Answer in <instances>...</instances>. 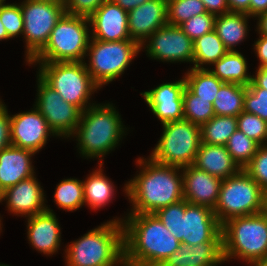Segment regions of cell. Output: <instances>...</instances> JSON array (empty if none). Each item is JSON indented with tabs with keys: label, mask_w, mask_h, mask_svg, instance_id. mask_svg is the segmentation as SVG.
<instances>
[{
	"label": "cell",
	"mask_w": 267,
	"mask_h": 266,
	"mask_svg": "<svg viewBox=\"0 0 267 266\" xmlns=\"http://www.w3.org/2000/svg\"><path fill=\"white\" fill-rule=\"evenodd\" d=\"M0 19L10 38L23 35V14L20 4H5L0 6Z\"/></svg>",
	"instance_id": "74e56055"
},
{
	"label": "cell",
	"mask_w": 267,
	"mask_h": 266,
	"mask_svg": "<svg viewBox=\"0 0 267 266\" xmlns=\"http://www.w3.org/2000/svg\"><path fill=\"white\" fill-rule=\"evenodd\" d=\"M237 127L259 145H267V122L257 115L241 112L237 116Z\"/></svg>",
	"instance_id": "d590c367"
},
{
	"label": "cell",
	"mask_w": 267,
	"mask_h": 266,
	"mask_svg": "<svg viewBox=\"0 0 267 266\" xmlns=\"http://www.w3.org/2000/svg\"><path fill=\"white\" fill-rule=\"evenodd\" d=\"M264 212L267 214V189L264 191Z\"/></svg>",
	"instance_id": "f5cc1de1"
},
{
	"label": "cell",
	"mask_w": 267,
	"mask_h": 266,
	"mask_svg": "<svg viewBox=\"0 0 267 266\" xmlns=\"http://www.w3.org/2000/svg\"><path fill=\"white\" fill-rule=\"evenodd\" d=\"M229 12L245 13L249 16L250 0H227Z\"/></svg>",
	"instance_id": "bcb514c9"
},
{
	"label": "cell",
	"mask_w": 267,
	"mask_h": 266,
	"mask_svg": "<svg viewBox=\"0 0 267 266\" xmlns=\"http://www.w3.org/2000/svg\"><path fill=\"white\" fill-rule=\"evenodd\" d=\"M254 46L253 49L260 61L258 67H267V37L260 35Z\"/></svg>",
	"instance_id": "ee69618b"
},
{
	"label": "cell",
	"mask_w": 267,
	"mask_h": 266,
	"mask_svg": "<svg viewBox=\"0 0 267 266\" xmlns=\"http://www.w3.org/2000/svg\"><path fill=\"white\" fill-rule=\"evenodd\" d=\"M107 0H64L65 13L90 17Z\"/></svg>",
	"instance_id": "60d3db41"
},
{
	"label": "cell",
	"mask_w": 267,
	"mask_h": 266,
	"mask_svg": "<svg viewBox=\"0 0 267 266\" xmlns=\"http://www.w3.org/2000/svg\"><path fill=\"white\" fill-rule=\"evenodd\" d=\"M184 119L202 126L215 116L213 103L195 95L187 86L183 91Z\"/></svg>",
	"instance_id": "d6a6232c"
},
{
	"label": "cell",
	"mask_w": 267,
	"mask_h": 266,
	"mask_svg": "<svg viewBox=\"0 0 267 266\" xmlns=\"http://www.w3.org/2000/svg\"><path fill=\"white\" fill-rule=\"evenodd\" d=\"M214 69H209L223 83H237L248 86L252 75H248L247 61L238 50L228 51L214 64Z\"/></svg>",
	"instance_id": "484cf974"
},
{
	"label": "cell",
	"mask_w": 267,
	"mask_h": 266,
	"mask_svg": "<svg viewBox=\"0 0 267 266\" xmlns=\"http://www.w3.org/2000/svg\"><path fill=\"white\" fill-rule=\"evenodd\" d=\"M246 88L237 83H224L213 101L215 115L237 117L243 112Z\"/></svg>",
	"instance_id": "83f0119b"
},
{
	"label": "cell",
	"mask_w": 267,
	"mask_h": 266,
	"mask_svg": "<svg viewBox=\"0 0 267 266\" xmlns=\"http://www.w3.org/2000/svg\"><path fill=\"white\" fill-rule=\"evenodd\" d=\"M225 146L234 162L240 169H244L256 154L260 145L237 129L230 136Z\"/></svg>",
	"instance_id": "836d02e7"
},
{
	"label": "cell",
	"mask_w": 267,
	"mask_h": 266,
	"mask_svg": "<svg viewBox=\"0 0 267 266\" xmlns=\"http://www.w3.org/2000/svg\"><path fill=\"white\" fill-rule=\"evenodd\" d=\"M91 38L100 41L131 39L128 12L111 0L104 2L90 17Z\"/></svg>",
	"instance_id": "e0dca14e"
},
{
	"label": "cell",
	"mask_w": 267,
	"mask_h": 266,
	"mask_svg": "<svg viewBox=\"0 0 267 266\" xmlns=\"http://www.w3.org/2000/svg\"><path fill=\"white\" fill-rule=\"evenodd\" d=\"M216 15L212 13H203L196 15L180 25L184 33L195 41L206 33L214 30Z\"/></svg>",
	"instance_id": "8d00e7d4"
},
{
	"label": "cell",
	"mask_w": 267,
	"mask_h": 266,
	"mask_svg": "<svg viewBox=\"0 0 267 266\" xmlns=\"http://www.w3.org/2000/svg\"><path fill=\"white\" fill-rule=\"evenodd\" d=\"M1 219V218H0ZM1 230H2V227H1V220H0V232H1Z\"/></svg>",
	"instance_id": "9f6ffc18"
},
{
	"label": "cell",
	"mask_w": 267,
	"mask_h": 266,
	"mask_svg": "<svg viewBox=\"0 0 267 266\" xmlns=\"http://www.w3.org/2000/svg\"><path fill=\"white\" fill-rule=\"evenodd\" d=\"M123 221L113 219L67 245L66 266H119L124 261ZM118 264V265H117Z\"/></svg>",
	"instance_id": "277c9868"
},
{
	"label": "cell",
	"mask_w": 267,
	"mask_h": 266,
	"mask_svg": "<svg viewBox=\"0 0 267 266\" xmlns=\"http://www.w3.org/2000/svg\"><path fill=\"white\" fill-rule=\"evenodd\" d=\"M4 1H6V0H0V6H2V5H5V4H6Z\"/></svg>",
	"instance_id": "11a10c76"
},
{
	"label": "cell",
	"mask_w": 267,
	"mask_h": 266,
	"mask_svg": "<svg viewBox=\"0 0 267 266\" xmlns=\"http://www.w3.org/2000/svg\"><path fill=\"white\" fill-rule=\"evenodd\" d=\"M206 13L201 0H167L168 24L180 26L193 16Z\"/></svg>",
	"instance_id": "e575fe53"
},
{
	"label": "cell",
	"mask_w": 267,
	"mask_h": 266,
	"mask_svg": "<svg viewBox=\"0 0 267 266\" xmlns=\"http://www.w3.org/2000/svg\"><path fill=\"white\" fill-rule=\"evenodd\" d=\"M255 74L247 87L267 89V67H258Z\"/></svg>",
	"instance_id": "f6af8a7d"
},
{
	"label": "cell",
	"mask_w": 267,
	"mask_h": 266,
	"mask_svg": "<svg viewBox=\"0 0 267 266\" xmlns=\"http://www.w3.org/2000/svg\"><path fill=\"white\" fill-rule=\"evenodd\" d=\"M146 42L148 43L145 47ZM142 47L147 48L146 55L148 54L151 59L154 58L163 62L193 63V41L184 33L180 26L170 24L162 26L144 41L141 49Z\"/></svg>",
	"instance_id": "5bb4252c"
},
{
	"label": "cell",
	"mask_w": 267,
	"mask_h": 266,
	"mask_svg": "<svg viewBox=\"0 0 267 266\" xmlns=\"http://www.w3.org/2000/svg\"><path fill=\"white\" fill-rule=\"evenodd\" d=\"M244 111L252 113L267 122V89L246 88Z\"/></svg>",
	"instance_id": "ab89813d"
},
{
	"label": "cell",
	"mask_w": 267,
	"mask_h": 266,
	"mask_svg": "<svg viewBox=\"0 0 267 266\" xmlns=\"http://www.w3.org/2000/svg\"><path fill=\"white\" fill-rule=\"evenodd\" d=\"M102 165L99 164V169L90 173V176L85 181H82L84 204L94 210L106 206L112 200L115 190L113 183L103 174Z\"/></svg>",
	"instance_id": "4316f807"
},
{
	"label": "cell",
	"mask_w": 267,
	"mask_h": 266,
	"mask_svg": "<svg viewBox=\"0 0 267 266\" xmlns=\"http://www.w3.org/2000/svg\"><path fill=\"white\" fill-rule=\"evenodd\" d=\"M167 21V0H150L128 11V31L131 40L140 46Z\"/></svg>",
	"instance_id": "d6986e66"
},
{
	"label": "cell",
	"mask_w": 267,
	"mask_h": 266,
	"mask_svg": "<svg viewBox=\"0 0 267 266\" xmlns=\"http://www.w3.org/2000/svg\"><path fill=\"white\" fill-rule=\"evenodd\" d=\"M7 39H10V37L8 36L6 29L0 19V41L7 40Z\"/></svg>",
	"instance_id": "f907efd6"
},
{
	"label": "cell",
	"mask_w": 267,
	"mask_h": 266,
	"mask_svg": "<svg viewBox=\"0 0 267 266\" xmlns=\"http://www.w3.org/2000/svg\"><path fill=\"white\" fill-rule=\"evenodd\" d=\"M54 202L66 211L78 210L84 205V188L81 180L63 179L54 192Z\"/></svg>",
	"instance_id": "1f68e13d"
},
{
	"label": "cell",
	"mask_w": 267,
	"mask_h": 266,
	"mask_svg": "<svg viewBox=\"0 0 267 266\" xmlns=\"http://www.w3.org/2000/svg\"><path fill=\"white\" fill-rule=\"evenodd\" d=\"M247 18L250 16L236 12L216 16L214 30L229 51L235 50V46L247 37Z\"/></svg>",
	"instance_id": "d4e9b609"
},
{
	"label": "cell",
	"mask_w": 267,
	"mask_h": 266,
	"mask_svg": "<svg viewBox=\"0 0 267 266\" xmlns=\"http://www.w3.org/2000/svg\"><path fill=\"white\" fill-rule=\"evenodd\" d=\"M89 17L64 13L46 45L29 62H83L91 40Z\"/></svg>",
	"instance_id": "52a82bcc"
},
{
	"label": "cell",
	"mask_w": 267,
	"mask_h": 266,
	"mask_svg": "<svg viewBox=\"0 0 267 266\" xmlns=\"http://www.w3.org/2000/svg\"><path fill=\"white\" fill-rule=\"evenodd\" d=\"M20 5L28 63L46 45L65 6L64 0H24Z\"/></svg>",
	"instance_id": "7c38bea8"
},
{
	"label": "cell",
	"mask_w": 267,
	"mask_h": 266,
	"mask_svg": "<svg viewBox=\"0 0 267 266\" xmlns=\"http://www.w3.org/2000/svg\"><path fill=\"white\" fill-rule=\"evenodd\" d=\"M35 153L10 145L0 151V191L35 175L31 157Z\"/></svg>",
	"instance_id": "7402d4cb"
},
{
	"label": "cell",
	"mask_w": 267,
	"mask_h": 266,
	"mask_svg": "<svg viewBox=\"0 0 267 266\" xmlns=\"http://www.w3.org/2000/svg\"><path fill=\"white\" fill-rule=\"evenodd\" d=\"M27 237L31 245L44 255H53L60 249L61 228L53 210L46 211L27 218Z\"/></svg>",
	"instance_id": "44dd1931"
},
{
	"label": "cell",
	"mask_w": 267,
	"mask_h": 266,
	"mask_svg": "<svg viewBox=\"0 0 267 266\" xmlns=\"http://www.w3.org/2000/svg\"><path fill=\"white\" fill-rule=\"evenodd\" d=\"M37 78L38 93L35 108L42 114L56 136L70 137L80 122L82 111L75 105L64 101L59 93L48 86L38 75Z\"/></svg>",
	"instance_id": "4fadbf2b"
},
{
	"label": "cell",
	"mask_w": 267,
	"mask_h": 266,
	"mask_svg": "<svg viewBox=\"0 0 267 266\" xmlns=\"http://www.w3.org/2000/svg\"><path fill=\"white\" fill-rule=\"evenodd\" d=\"M265 191L267 189V145H260L249 164L243 169Z\"/></svg>",
	"instance_id": "f35d334b"
},
{
	"label": "cell",
	"mask_w": 267,
	"mask_h": 266,
	"mask_svg": "<svg viewBox=\"0 0 267 266\" xmlns=\"http://www.w3.org/2000/svg\"><path fill=\"white\" fill-rule=\"evenodd\" d=\"M44 194L40 183L33 175L2 192L0 203L6 200L8 210L11 213L30 217L46 211Z\"/></svg>",
	"instance_id": "ac0fdd59"
},
{
	"label": "cell",
	"mask_w": 267,
	"mask_h": 266,
	"mask_svg": "<svg viewBox=\"0 0 267 266\" xmlns=\"http://www.w3.org/2000/svg\"><path fill=\"white\" fill-rule=\"evenodd\" d=\"M11 144L10 134V115L6 105L0 101V151L9 147Z\"/></svg>",
	"instance_id": "b9f144b4"
},
{
	"label": "cell",
	"mask_w": 267,
	"mask_h": 266,
	"mask_svg": "<svg viewBox=\"0 0 267 266\" xmlns=\"http://www.w3.org/2000/svg\"><path fill=\"white\" fill-rule=\"evenodd\" d=\"M162 126V136L150 158L156 163L180 168L192 165L201 144V126L185 119Z\"/></svg>",
	"instance_id": "30bf717a"
},
{
	"label": "cell",
	"mask_w": 267,
	"mask_h": 266,
	"mask_svg": "<svg viewBox=\"0 0 267 266\" xmlns=\"http://www.w3.org/2000/svg\"><path fill=\"white\" fill-rule=\"evenodd\" d=\"M123 221L124 261L135 266H161L179 249L174 237L154 213H129Z\"/></svg>",
	"instance_id": "7a4b0ae2"
},
{
	"label": "cell",
	"mask_w": 267,
	"mask_h": 266,
	"mask_svg": "<svg viewBox=\"0 0 267 266\" xmlns=\"http://www.w3.org/2000/svg\"><path fill=\"white\" fill-rule=\"evenodd\" d=\"M251 266H267V258L254 261L251 263Z\"/></svg>",
	"instance_id": "816d5d0a"
},
{
	"label": "cell",
	"mask_w": 267,
	"mask_h": 266,
	"mask_svg": "<svg viewBox=\"0 0 267 266\" xmlns=\"http://www.w3.org/2000/svg\"><path fill=\"white\" fill-rule=\"evenodd\" d=\"M184 200L214 210L219 198L221 179L193 164L182 168Z\"/></svg>",
	"instance_id": "ffe728a7"
},
{
	"label": "cell",
	"mask_w": 267,
	"mask_h": 266,
	"mask_svg": "<svg viewBox=\"0 0 267 266\" xmlns=\"http://www.w3.org/2000/svg\"><path fill=\"white\" fill-rule=\"evenodd\" d=\"M181 243L196 245L222 242V225L213 210L186 200L158 209L154 213Z\"/></svg>",
	"instance_id": "5b68a950"
},
{
	"label": "cell",
	"mask_w": 267,
	"mask_h": 266,
	"mask_svg": "<svg viewBox=\"0 0 267 266\" xmlns=\"http://www.w3.org/2000/svg\"><path fill=\"white\" fill-rule=\"evenodd\" d=\"M136 163L142 169L124 186L133 206L130 213H155L184 199L182 168L156 163L150 157H140Z\"/></svg>",
	"instance_id": "6da1fadb"
},
{
	"label": "cell",
	"mask_w": 267,
	"mask_h": 266,
	"mask_svg": "<svg viewBox=\"0 0 267 266\" xmlns=\"http://www.w3.org/2000/svg\"><path fill=\"white\" fill-rule=\"evenodd\" d=\"M86 56L89 58L87 71L92 80L102 88L128 68L132 60L141 51V46L134 40L100 41L91 38Z\"/></svg>",
	"instance_id": "8fae6325"
},
{
	"label": "cell",
	"mask_w": 267,
	"mask_h": 266,
	"mask_svg": "<svg viewBox=\"0 0 267 266\" xmlns=\"http://www.w3.org/2000/svg\"><path fill=\"white\" fill-rule=\"evenodd\" d=\"M185 87L186 81L183 76L178 81L160 84L152 90L142 92L141 95L163 125L184 119L183 91Z\"/></svg>",
	"instance_id": "2e32d148"
},
{
	"label": "cell",
	"mask_w": 267,
	"mask_h": 266,
	"mask_svg": "<svg viewBox=\"0 0 267 266\" xmlns=\"http://www.w3.org/2000/svg\"><path fill=\"white\" fill-rule=\"evenodd\" d=\"M193 165L221 180L236 175L241 170L226 146L206 143L200 144Z\"/></svg>",
	"instance_id": "cb8c5ba5"
},
{
	"label": "cell",
	"mask_w": 267,
	"mask_h": 266,
	"mask_svg": "<svg viewBox=\"0 0 267 266\" xmlns=\"http://www.w3.org/2000/svg\"><path fill=\"white\" fill-rule=\"evenodd\" d=\"M111 1H113L115 4L119 5L123 10L128 12L150 0H111Z\"/></svg>",
	"instance_id": "c3c4849f"
},
{
	"label": "cell",
	"mask_w": 267,
	"mask_h": 266,
	"mask_svg": "<svg viewBox=\"0 0 267 266\" xmlns=\"http://www.w3.org/2000/svg\"><path fill=\"white\" fill-rule=\"evenodd\" d=\"M224 262L222 242H205L196 245L181 243L161 266H218Z\"/></svg>",
	"instance_id": "603a6c76"
},
{
	"label": "cell",
	"mask_w": 267,
	"mask_h": 266,
	"mask_svg": "<svg viewBox=\"0 0 267 266\" xmlns=\"http://www.w3.org/2000/svg\"><path fill=\"white\" fill-rule=\"evenodd\" d=\"M33 63H39L38 76L57 91L64 101L75 105L81 111L95 104L88 101L100 87L92 80L85 61L28 62L29 65Z\"/></svg>",
	"instance_id": "ba28073f"
},
{
	"label": "cell",
	"mask_w": 267,
	"mask_h": 266,
	"mask_svg": "<svg viewBox=\"0 0 267 266\" xmlns=\"http://www.w3.org/2000/svg\"><path fill=\"white\" fill-rule=\"evenodd\" d=\"M194 55L192 68L204 69V64H214L229 50L219 38L215 30L204 34L193 41Z\"/></svg>",
	"instance_id": "f1b7e54d"
},
{
	"label": "cell",
	"mask_w": 267,
	"mask_h": 266,
	"mask_svg": "<svg viewBox=\"0 0 267 266\" xmlns=\"http://www.w3.org/2000/svg\"><path fill=\"white\" fill-rule=\"evenodd\" d=\"M10 134L13 146L35 154L45 146L48 136H56L35 107L34 110L10 116Z\"/></svg>",
	"instance_id": "9a60e30c"
},
{
	"label": "cell",
	"mask_w": 267,
	"mask_h": 266,
	"mask_svg": "<svg viewBox=\"0 0 267 266\" xmlns=\"http://www.w3.org/2000/svg\"><path fill=\"white\" fill-rule=\"evenodd\" d=\"M267 12V0H250L249 16L256 17Z\"/></svg>",
	"instance_id": "7dc6e473"
},
{
	"label": "cell",
	"mask_w": 267,
	"mask_h": 266,
	"mask_svg": "<svg viewBox=\"0 0 267 266\" xmlns=\"http://www.w3.org/2000/svg\"><path fill=\"white\" fill-rule=\"evenodd\" d=\"M186 86L197 96L213 103L220 87L224 84L208 68H191L184 76Z\"/></svg>",
	"instance_id": "f546056e"
},
{
	"label": "cell",
	"mask_w": 267,
	"mask_h": 266,
	"mask_svg": "<svg viewBox=\"0 0 267 266\" xmlns=\"http://www.w3.org/2000/svg\"><path fill=\"white\" fill-rule=\"evenodd\" d=\"M259 20L257 30L260 35L267 37V12L257 16Z\"/></svg>",
	"instance_id": "681fc988"
},
{
	"label": "cell",
	"mask_w": 267,
	"mask_h": 266,
	"mask_svg": "<svg viewBox=\"0 0 267 266\" xmlns=\"http://www.w3.org/2000/svg\"><path fill=\"white\" fill-rule=\"evenodd\" d=\"M121 115L110 103L94 104L81 112L80 122L71 135L76 137L79 153L88 158H102L118 146L125 128Z\"/></svg>",
	"instance_id": "3957f363"
},
{
	"label": "cell",
	"mask_w": 267,
	"mask_h": 266,
	"mask_svg": "<svg viewBox=\"0 0 267 266\" xmlns=\"http://www.w3.org/2000/svg\"><path fill=\"white\" fill-rule=\"evenodd\" d=\"M206 12L214 15H222L229 12L227 0H201Z\"/></svg>",
	"instance_id": "7bdbcfd3"
},
{
	"label": "cell",
	"mask_w": 267,
	"mask_h": 266,
	"mask_svg": "<svg viewBox=\"0 0 267 266\" xmlns=\"http://www.w3.org/2000/svg\"><path fill=\"white\" fill-rule=\"evenodd\" d=\"M224 262L240 258L247 263L267 258V214L241 216L222 224Z\"/></svg>",
	"instance_id": "8992f818"
},
{
	"label": "cell",
	"mask_w": 267,
	"mask_h": 266,
	"mask_svg": "<svg viewBox=\"0 0 267 266\" xmlns=\"http://www.w3.org/2000/svg\"><path fill=\"white\" fill-rule=\"evenodd\" d=\"M237 129L236 116L215 115L201 126V143L225 146Z\"/></svg>",
	"instance_id": "4dcf8cb0"
},
{
	"label": "cell",
	"mask_w": 267,
	"mask_h": 266,
	"mask_svg": "<svg viewBox=\"0 0 267 266\" xmlns=\"http://www.w3.org/2000/svg\"><path fill=\"white\" fill-rule=\"evenodd\" d=\"M121 266H135V265H131V264H128L125 261H123V263L121 264Z\"/></svg>",
	"instance_id": "db71d44e"
},
{
	"label": "cell",
	"mask_w": 267,
	"mask_h": 266,
	"mask_svg": "<svg viewBox=\"0 0 267 266\" xmlns=\"http://www.w3.org/2000/svg\"><path fill=\"white\" fill-rule=\"evenodd\" d=\"M222 225L229 219L264 212V190L243 169L221 181L213 210Z\"/></svg>",
	"instance_id": "9c48e42d"
}]
</instances>
